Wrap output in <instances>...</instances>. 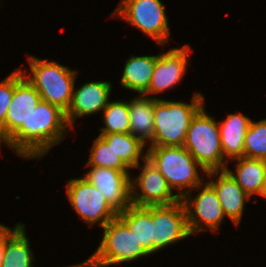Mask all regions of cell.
<instances>
[{"label": "cell", "instance_id": "obj_20", "mask_svg": "<svg viewBox=\"0 0 266 267\" xmlns=\"http://www.w3.org/2000/svg\"><path fill=\"white\" fill-rule=\"evenodd\" d=\"M235 171L227 165L225 170L231 175L235 182L252 198L260 195L266 175V161L242 157L232 161ZM234 162H236L234 164ZM235 172V173H234Z\"/></svg>", "mask_w": 266, "mask_h": 267}, {"label": "cell", "instance_id": "obj_22", "mask_svg": "<svg viewBox=\"0 0 266 267\" xmlns=\"http://www.w3.org/2000/svg\"><path fill=\"white\" fill-rule=\"evenodd\" d=\"M112 145L119 158L132 170L147 158V148L131 133L99 134Z\"/></svg>", "mask_w": 266, "mask_h": 267}, {"label": "cell", "instance_id": "obj_18", "mask_svg": "<svg viewBox=\"0 0 266 267\" xmlns=\"http://www.w3.org/2000/svg\"><path fill=\"white\" fill-rule=\"evenodd\" d=\"M157 100L144 94H137L129 99L130 133L148 147L152 146Z\"/></svg>", "mask_w": 266, "mask_h": 267}, {"label": "cell", "instance_id": "obj_8", "mask_svg": "<svg viewBox=\"0 0 266 267\" xmlns=\"http://www.w3.org/2000/svg\"><path fill=\"white\" fill-rule=\"evenodd\" d=\"M112 12L111 18L114 16L131 24L161 47L170 40L169 18L161 0H120Z\"/></svg>", "mask_w": 266, "mask_h": 267}, {"label": "cell", "instance_id": "obj_25", "mask_svg": "<svg viewBox=\"0 0 266 267\" xmlns=\"http://www.w3.org/2000/svg\"><path fill=\"white\" fill-rule=\"evenodd\" d=\"M86 168L89 167H105L112 168L119 171L131 170L116 154L112 145L98 135L90 148L89 158L85 164Z\"/></svg>", "mask_w": 266, "mask_h": 267}, {"label": "cell", "instance_id": "obj_17", "mask_svg": "<svg viewBox=\"0 0 266 267\" xmlns=\"http://www.w3.org/2000/svg\"><path fill=\"white\" fill-rule=\"evenodd\" d=\"M251 121L241 112L229 113L224 120L218 121L222 152L228 163L244 157L245 134Z\"/></svg>", "mask_w": 266, "mask_h": 267}, {"label": "cell", "instance_id": "obj_27", "mask_svg": "<svg viewBox=\"0 0 266 267\" xmlns=\"http://www.w3.org/2000/svg\"><path fill=\"white\" fill-rule=\"evenodd\" d=\"M14 94V71L0 81V149L5 143V120Z\"/></svg>", "mask_w": 266, "mask_h": 267}, {"label": "cell", "instance_id": "obj_6", "mask_svg": "<svg viewBox=\"0 0 266 267\" xmlns=\"http://www.w3.org/2000/svg\"><path fill=\"white\" fill-rule=\"evenodd\" d=\"M69 130L65 112L41 100L28 117V160H41L48 155L67 138Z\"/></svg>", "mask_w": 266, "mask_h": 267}, {"label": "cell", "instance_id": "obj_28", "mask_svg": "<svg viewBox=\"0 0 266 267\" xmlns=\"http://www.w3.org/2000/svg\"><path fill=\"white\" fill-rule=\"evenodd\" d=\"M24 223L16 222L14 228L5 226L0 223V267L3 264V258L8 239L23 225Z\"/></svg>", "mask_w": 266, "mask_h": 267}, {"label": "cell", "instance_id": "obj_29", "mask_svg": "<svg viewBox=\"0 0 266 267\" xmlns=\"http://www.w3.org/2000/svg\"><path fill=\"white\" fill-rule=\"evenodd\" d=\"M261 198H266V175H265V180L263 182V186L259 195Z\"/></svg>", "mask_w": 266, "mask_h": 267}, {"label": "cell", "instance_id": "obj_24", "mask_svg": "<svg viewBox=\"0 0 266 267\" xmlns=\"http://www.w3.org/2000/svg\"><path fill=\"white\" fill-rule=\"evenodd\" d=\"M101 115L104 127L99 134L130 133L129 99L109 101Z\"/></svg>", "mask_w": 266, "mask_h": 267}, {"label": "cell", "instance_id": "obj_12", "mask_svg": "<svg viewBox=\"0 0 266 267\" xmlns=\"http://www.w3.org/2000/svg\"><path fill=\"white\" fill-rule=\"evenodd\" d=\"M191 236L187 213L182 200L167 206H153L154 253L179 243Z\"/></svg>", "mask_w": 266, "mask_h": 267}, {"label": "cell", "instance_id": "obj_1", "mask_svg": "<svg viewBox=\"0 0 266 267\" xmlns=\"http://www.w3.org/2000/svg\"><path fill=\"white\" fill-rule=\"evenodd\" d=\"M147 159L165 177L172 191H177L180 199L202 184L207 175L184 146L147 147Z\"/></svg>", "mask_w": 266, "mask_h": 267}, {"label": "cell", "instance_id": "obj_26", "mask_svg": "<svg viewBox=\"0 0 266 267\" xmlns=\"http://www.w3.org/2000/svg\"><path fill=\"white\" fill-rule=\"evenodd\" d=\"M244 157L266 160V118L251 121L245 134Z\"/></svg>", "mask_w": 266, "mask_h": 267}, {"label": "cell", "instance_id": "obj_16", "mask_svg": "<svg viewBox=\"0 0 266 267\" xmlns=\"http://www.w3.org/2000/svg\"><path fill=\"white\" fill-rule=\"evenodd\" d=\"M206 180L214 188L225 216L233 222L235 227L239 226L245 211V204L251 197L226 170L208 171Z\"/></svg>", "mask_w": 266, "mask_h": 267}, {"label": "cell", "instance_id": "obj_15", "mask_svg": "<svg viewBox=\"0 0 266 267\" xmlns=\"http://www.w3.org/2000/svg\"><path fill=\"white\" fill-rule=\"evenodd\" d=\"M112 83L110 81H90L73 89L71 103L65 112V118L71 130L78 118L102 113L109 103Z\"/></svg>", "mask_w": 266, "mask_h": 267}, {"label": "cell", "instance_id": "obj_19", "mask_svg": "<svg viewBox=\"0 0 266 267\" xmlns=\"http://www.w3.org/2000/svg\"><path fill=\"white\" fill-rule=\"evenodd\" d=\"M158 55H131L125 60L120 85L138 94H144L149 87Z\"/></svg>", "mask_w": 266, "mask_h": 267}, {"label": "cell", "instance_id": "obj_3", "mask_svg": "<svg viewBox=\"0 0 266 267\" xmlns=\"http://www.w3.org/2000/svg\"><path fill=\"white\" fill-rule=\"evenodd\" d=\"M29 71L21 69L23 75L34 86L42 101L58 106L66 112L71 103L78 71L56 60L41 59L27 55Z\"/></svg>", "mask_w": 266, "mask_h": 267}, {"label": "cell", "instance_id": "obj_13", "mask_svg": "<svg viewBox=\"0 0 266 267\" xmlns=\"http://www.w3.org/2000/svg\"><path fill=\"white\" fill-rule=\"evenodd\" d=\"M191 53H193L192 48L188 44H184L180 48H171L165 53H160L152 73L148 90L144 95L154 99H161V97L156 96L176 87L182 81L188 70L190 65V59L188 57Z\"/></svg>", "mask_w": 266, "mask_h": 267}, {"label": "cell", "instance_id": "obj_9", "mask_svg": "<svg viewBox=\"0 0 266 267\" xmlns=\"http://www.w3.org/2000/svg\"><path fill=\"white\" fill-rule=\"evenodd\" d=\"M181 200L186 209L191 236L209 230L219 233L220 225L225 222L226 216L214 188L207 181L188 192Z\"/></svg>", "mask_w": 266, "mask_h": 267}, {"label": "cell", "instance_id": "obj_2", "mask_svg": "<svg viewBox=\"0 0 266 267\" xmlns=\"http://www.w3.org/2000/svg\"><path fill=\"white\" fill-rule=\"evenodd\" d=\"M41 100L40 94L23 75L21 68H16L14 94L6 114L3 145L22 159H28V117Z\"/></svg>", "mask_w": 266, "mask_h": 267}, {"label": "cell", "instance_id": "obj_4", "mask_svg": "<svg viewBox=\"0 0 266 267\" xmlns=\"http://www.w3.org/2000/svg\"><path fill=\"white\" fill-rule=\"evenodd\" d=\"M101 229L103 236L94 253L79 264L64 267H109L150 256L118 216Z\"/></svg>", "mask_w": 266, "mask_h": 267}, {"label": "cell", "instance_id": "obj_11", "mask_svg": "<svg viewBox=\"0 0 266 267\" xmlns=\"http://www.w3.org/2000/svg\"><path fill=\"white\" fill-rule=\"evenodd\" d=\"M135 168L141 171L131 177L132 205L167 206L181 200L169 187L165 177L147 158Z\"/></svg>", "mask_w": 266, "mask_h": 267}, {"label": "cell", "instance_id": "obj_5", "mask_svg": "<svg viewBox=\"0 0 266 267\" xmlns=\"http://www.w3.org/2000/svg\"><path fill=\"white\" fill-rule=\"evenodd\" d=\"M204 97L203 93L194 92L190 103L158 99L154 108L152 146H183L193 116L206 104Z\"/></svg>", "mask_w": 266, "mask_h": 267}, {"label": "cell", "instance_id": "obj_7", "mask_svg": "<svg viewBox=\"0 0 266 267\" xmlns=\"http://www.w3.org/2000/svg\"><path fill=\"white\" fill-rule=\"evenodd\" d=\"M208 172L225 170L218 120L205 110V104L193 116L183 145Z\"/></svg>", "mask_w": 266, "mask_h": 267}, {"label": "cell", "instance_id": "obj_21", "mask_svg": "<svg viewBox=\"0 0 266 267\" xmlns=\"http://www.w3.org/2000/svg\"><path fill=\"white\" fill-rule=\"evenodd\" d=\"M118 217L127 225L143 248L150 255L153 254V206L131 205L119 212Z\"/></svg>", "mask_w": 266, "mask_h": 267}, {"label": "cell", "instance_id": "obj_10", "mask_svg": "<svg viewBox=\"0 0 266 267\" xmlns=\"http://www.w3.org/2000/svg\"><path fill=\"white\" fill-rule=\"evenodd\" d=\"M65 187L71 207L86 225L102 228L118 216L104 196L84 177L68 179Z\"/></svg>", "mask_w": 266, "mask_h": 267}, {"label": "cell", "instance_id": "obj_14", "mask_svg": "<svg viewBox=\"0 0 266 267\" xmlns=\"http://www.w3.org/2000/svg\"><path fill=\"white\" fill-rule=\"evenodd\" d=\"M131 176V171L105 167H90L83 173V177L97 188L117 213L132 205Z\"/></svg>", "mask_w": 266, "mask_h": 267}, {"label": "cell", "instance_id": "obj_23", "mask_svg": "<svg viewBox=\"0 0 266 267\" xmlns=\"http://www.w3.org/2000/svg\"><path fill=\"white\" fill-rule=\"evenodd\" d=\"M25 223L8 239L1 267H36Z\"/></svg>", "mask_w": 266, "mask_h": 267}]
</instances>
